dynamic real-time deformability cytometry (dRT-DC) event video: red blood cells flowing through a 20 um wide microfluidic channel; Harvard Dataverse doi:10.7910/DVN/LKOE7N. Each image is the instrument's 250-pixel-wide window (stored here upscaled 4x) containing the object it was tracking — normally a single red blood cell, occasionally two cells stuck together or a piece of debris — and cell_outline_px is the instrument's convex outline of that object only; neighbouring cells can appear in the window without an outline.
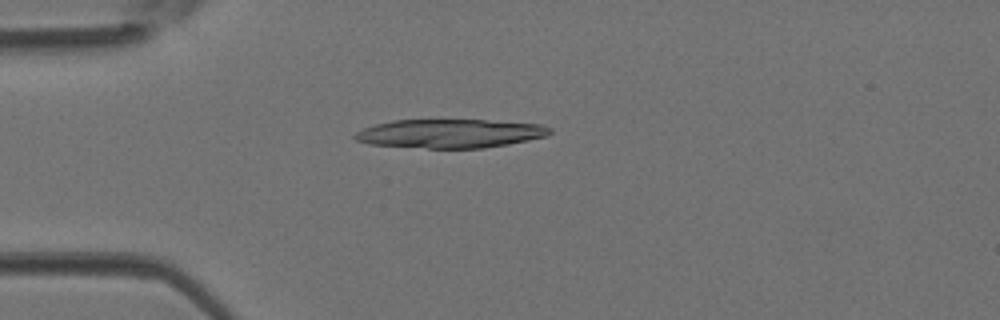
{"species": "Egyptian fruit bat (a non-hibernating species)", "species_latin": "Rousettus aegyptiacus", "temperature_condition": "room temperature", "stored_images_in_passage": 43, "camera_frame_rate_fps": 3000, "um_per_image_px": 0.085, "animal": {"sex": "female"}, "frame": {"image": 1, "passage_image": 11, "time_ms": 3.333, "image_size_px": [1000, 320], "cell_outline_px": [[552, 132], [548, 136], [508, 144], [484, 148], [428, 148], [368, 144], [356, 140], [352, 136], [356, 132], [364, 128], [376, 124], [392, 120], [484, 120], [540, 124], [552, 128]], "centroid_in_image_um": [38.26, 11.35], "position_along_channel_um": 46.7, "area_um2": 32.66}}